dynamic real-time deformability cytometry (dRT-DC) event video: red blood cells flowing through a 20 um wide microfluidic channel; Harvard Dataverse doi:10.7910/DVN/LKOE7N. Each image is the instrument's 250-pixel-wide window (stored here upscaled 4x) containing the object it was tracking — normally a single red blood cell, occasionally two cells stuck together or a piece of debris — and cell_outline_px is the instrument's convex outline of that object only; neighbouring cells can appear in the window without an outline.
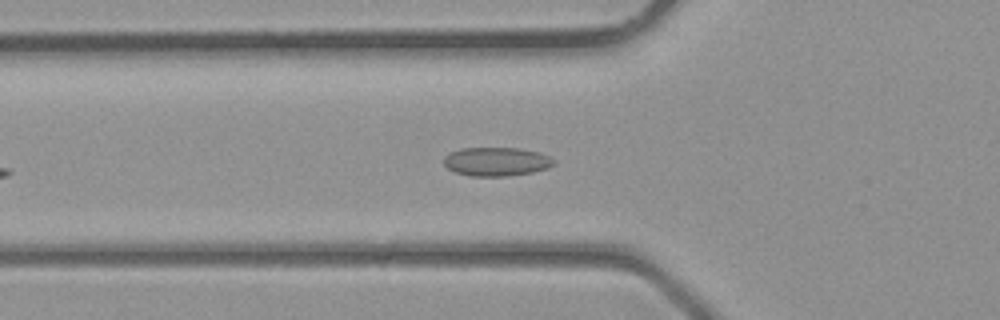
{"species": "common noctule bat (a hibernating species)", "species_latin": "Nyctalus noctula", "temperature_condition": "room temperature", "stored_images_in_passage": 26, "camera_frame_rate_fps": 3000, "um_per_image_px": 0.085, "animal": {"sex": "male", "body_mass_g": 23.1, "forearm_length_mm": 52.7}, "frame": {"image": 1, "passage_image": 3, "time_ms": 0.667, "image_size_px": [1000, 320], "cell_outline_px": [[556, 164], [548, 168], [532, 172], [508, 176], [472, 176], [456, 172], [448, 168], [444, 164], [444, 156], [448, 152], [460, 148], [520, 148], [540, 152], [556, 160]], "centroid_in_image_um": [42.21, 13.73], "position_along_channel_um": 83.6, "area_um2": 18.61}}
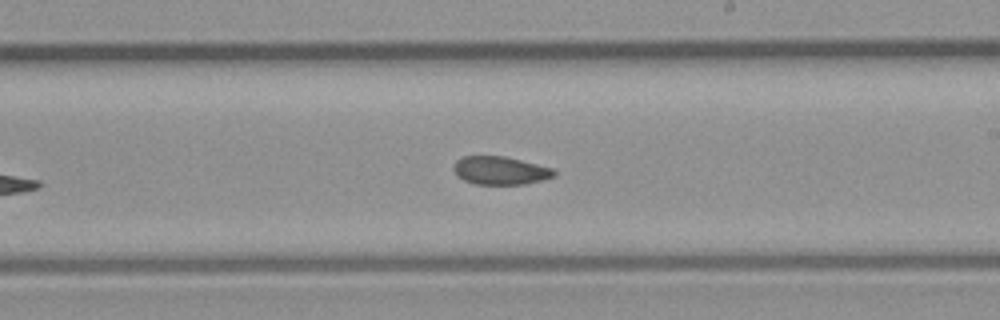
{"frame": {"image": 2, "passage_image": 12, "time_ms": 3.667, "image_size_px": [1000, 320], "cell_outline_px": [[556, 176], [544, 180], [524, 184], [476, 184], [464, 180], [456, 176], [452, 168], [456, 160], [464, 156], [504, 156], [552, 168], [556, 172]], "centroid_in_image_um": [42.51, 14.5], "position_along_channel_um": 246.5, "area_um2": 16.53}}
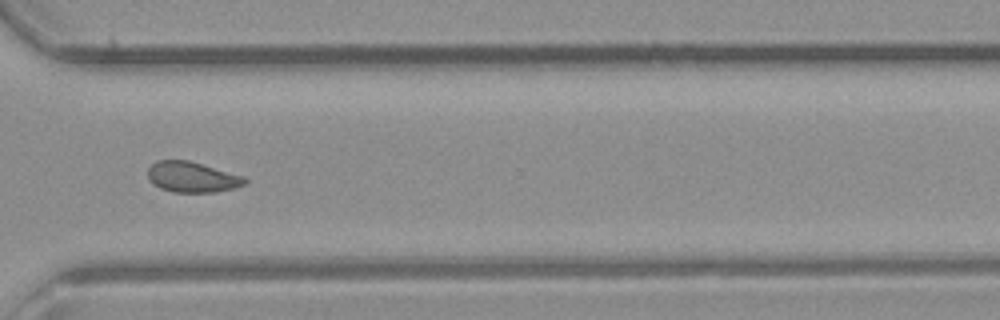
{"frame": {"image": 3, "passage_image": 18, "time_ms": 5.667, "image_size_px": [1000, 320], "cell_outline_px": [[248, 180], [244, 184], [232, 188], [212, 192], [172, 192], [160, 188], [152, 184], [148, 180], [148, 168], [156, 160], [188, 160], [244, 176]], "centroid_in_image_um": [16.28, 15.04], "position_along_channel_um": 354.3, "area_um2": 17.22}}